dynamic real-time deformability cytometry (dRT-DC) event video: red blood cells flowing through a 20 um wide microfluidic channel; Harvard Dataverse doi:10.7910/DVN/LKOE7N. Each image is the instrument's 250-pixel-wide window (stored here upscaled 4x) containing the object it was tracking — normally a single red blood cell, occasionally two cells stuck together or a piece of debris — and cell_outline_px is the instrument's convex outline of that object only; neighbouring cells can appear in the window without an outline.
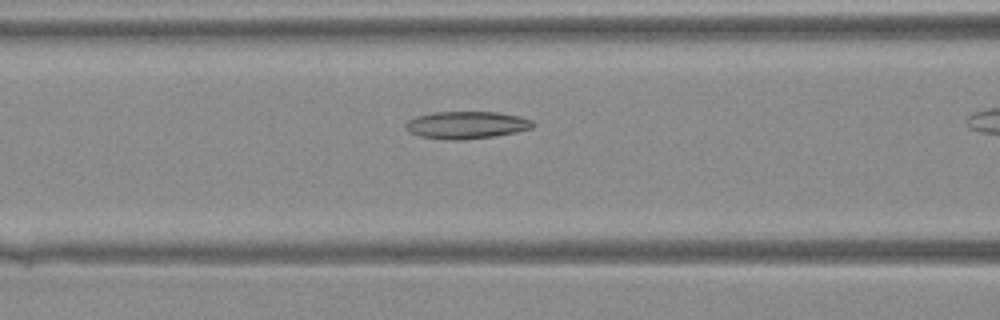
{"species": "Egyptian fruit bat (a non-hibernating species)", "species_latin": "Rousettus aegyptiacus", "temperature_condition": "warm", "stored_images_in_passage": 14, "camera_frame_rate_fps": 3000, "um_per_image_px": 0.085, "animal": {"sex": "female"}, "frame": {"image": 1, "passage_image": 5, "time_ms": 1.333, "image_size_px": [1000, 320], "cell_outline_px": [[536, 124], [532, 128], [516, 132], [492, 136], [464, 140], [448, 140], [420, 136], [412, 132], [404, 124], [408, 120], [416, 116], [432, 112], [496, 112], [520, 116], [532, 120]], "centroid_in_image_um": [39.68, 10.62], "position_along_channel_um": 126.9, "area_um2": 20.23}}
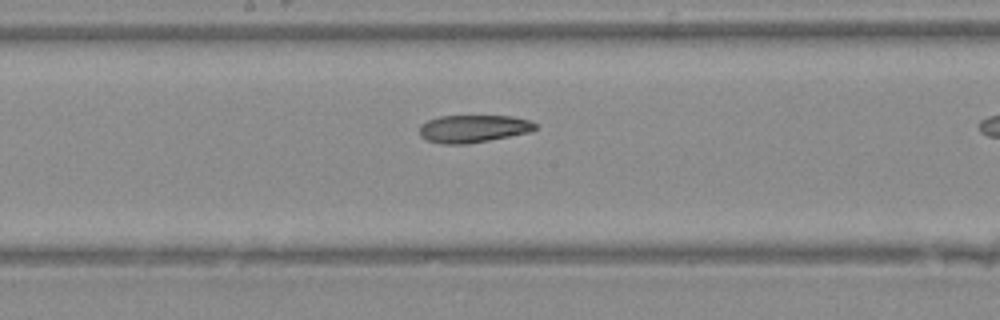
{"frame": {"image": 2, "passage_image": 10, "time_ms": 3.0, "image_size_px": [1000, 320], "cell_outline_px": [[536, 128], [528, 132], [488, 140], [464, 144], [444, 144], [428, 140], [420, 136], [420, 124], [428, 120], [440, 116], [512, 116], [532, 120], [536, 124]], "centroid_in_image_um": [40.22, 10.92], "position_along_channel_um": 208.0, "area_um2": 18.44}}
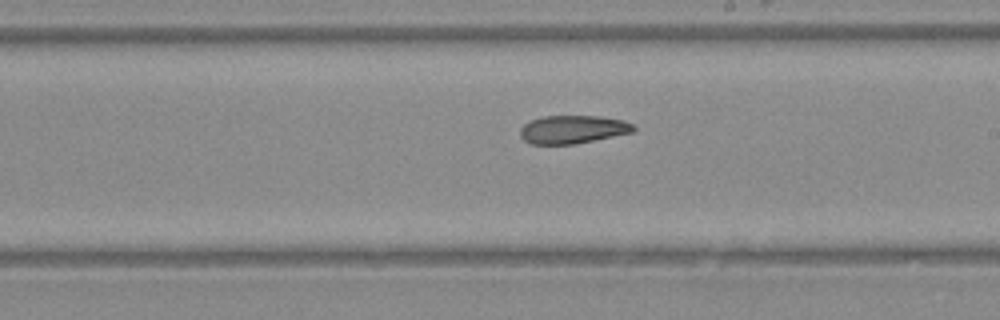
{"frame": {"image": 3, "passage_image": 12, "time_ms": 3.667, "image_size_px": [1000, 320], "cell_outline_px": [[636, 128], [632, 132], [576, 144], [532, 144], [524, 140], [520, 136], [520, 128], [524, 124], [532, 120], [544, 116], [600, 116], [624, 120], [636, 124]], "centroid_in_image_um": [48.71, 11.0], "position_along_channel_um": 240.3, "area_um2": 18.67}}